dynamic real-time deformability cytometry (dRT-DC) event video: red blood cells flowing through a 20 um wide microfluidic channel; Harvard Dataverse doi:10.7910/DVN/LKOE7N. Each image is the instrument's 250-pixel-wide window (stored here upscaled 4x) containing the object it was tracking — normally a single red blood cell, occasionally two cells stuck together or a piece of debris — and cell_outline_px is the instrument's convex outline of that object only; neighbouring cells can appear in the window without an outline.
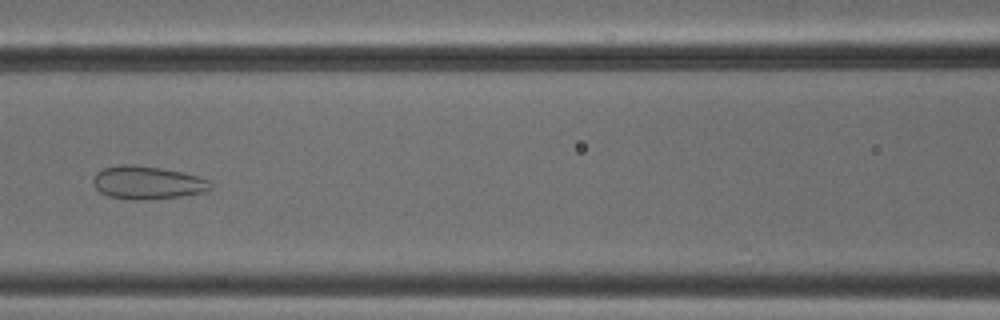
{"species": "common noctule bat (a hibernating species)", "species_latin": "Nyctalus noctula", "temperature_condition": "cold", "stored_images_in_passage": 47, "camera_frame_rate_fps": 3000, "um_per_image_px": 0.085, "animal": {"sex": "male", "body_mass_g": 18.8}, "frame": {"image": 1, "passage_image": 19, "time_ms": 6.0, "image_size_px": [1000, 320], "cell_outline_px": [[212, 188], [204, 192], [180, 196], [144, 200], [132, 200], [108, 196], [100, 192], [96, 188], [92, 180], [96, 172], [104, 168], [120, 164], [132, 164], [160, 168], [180, 172], [212, 180]], "centroid_in_image_um": [12.52, 15.52], "position_along_channel_um": 154.1, "area_um2": 22.66}}
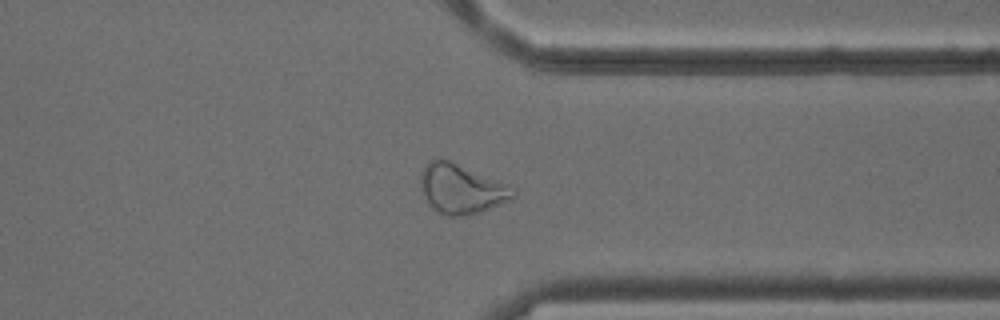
{"frame": {"image": 2, "passage_image": 36, "time_ms": 11.667, "image_size_px": [1000, 320], "cell_outline_px": [[516, 196], [480, 212], [468, 216], [448, 216], [432, 208], [428, 204], [420, 188], [420, 172], [424, 164], [428, 160], [448, 160], [508, 184], [516, 188]], "centroid_in_image_um": [39.18, 16.06], "position_along_channel_um": 372.2, "area_um2": 26.65}}
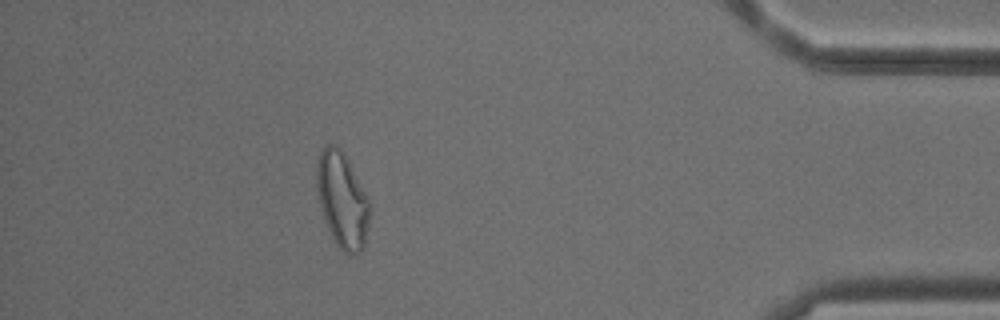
{"frame": {"image": 3, "passage_image": 42, "time_ms": 13.667, "image_size_px": [1000, 320], "cell_outline_px": [[372, 212], [364, 244], [360, 252], [356, 256], [348, 256], [336, 244], [328, 228], [320, 204], [316, 188], [316, 164], [320, 152], [324, 144], [332, 144], [344, 152], [368, 196], [372, 204]], "centroid_in_image_um": [29.12, 17.01], "position_along_channel_um": 406.1, "area_um2": 30.0}, "authors_computed_cell_mechanics": {"area_um2": 27.8596, "velocity_mm_per_s": 3.8793, "shape_relaxation_time_tau1_ms": null, "shape_relaxation_time_tau2_ms": 1.8637, "deformation_change_tau1": null, "deformation_change_tau2": 0.0955}}